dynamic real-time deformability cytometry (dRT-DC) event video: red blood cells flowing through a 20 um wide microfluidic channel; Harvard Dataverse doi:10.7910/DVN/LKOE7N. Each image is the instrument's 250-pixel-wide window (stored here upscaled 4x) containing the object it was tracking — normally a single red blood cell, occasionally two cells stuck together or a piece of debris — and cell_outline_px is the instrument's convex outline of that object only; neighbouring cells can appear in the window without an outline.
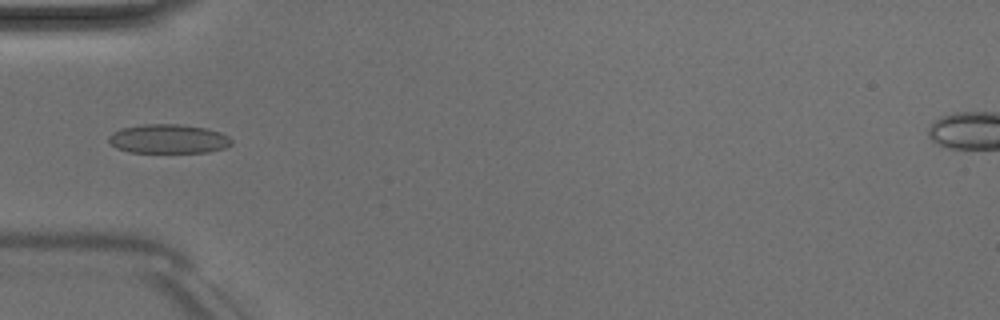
{"species": "Egyptian fruit bat (a non-hibernating species)", "species_latin": "Rousettus aegyptiacus", "temperature_condition": "room temperature", "stored_images_in_passage": 4, "camera_frame_rate_fps": 3000, "um_per_image_px": 0.085, "animal": {"sex": "male"}, "frame": {"image": 1, "passage_image": 4, "time_ms": 4.333, "image_size_px": [1000, 320], "cell_outline_px": [[232, 144], [224, 148], [208, 152], [128, 152], [116, 148], [108, 140], [108, 136], [112, 132], [120, 128], [144, 124], [180, 124], [204, 128], [220, 132], [228, 136], [232, 140]], "centroid_in_image_um": [14.29, 11.8], "position_along_channel_um": 70.7, "area_um2": 20.87}}